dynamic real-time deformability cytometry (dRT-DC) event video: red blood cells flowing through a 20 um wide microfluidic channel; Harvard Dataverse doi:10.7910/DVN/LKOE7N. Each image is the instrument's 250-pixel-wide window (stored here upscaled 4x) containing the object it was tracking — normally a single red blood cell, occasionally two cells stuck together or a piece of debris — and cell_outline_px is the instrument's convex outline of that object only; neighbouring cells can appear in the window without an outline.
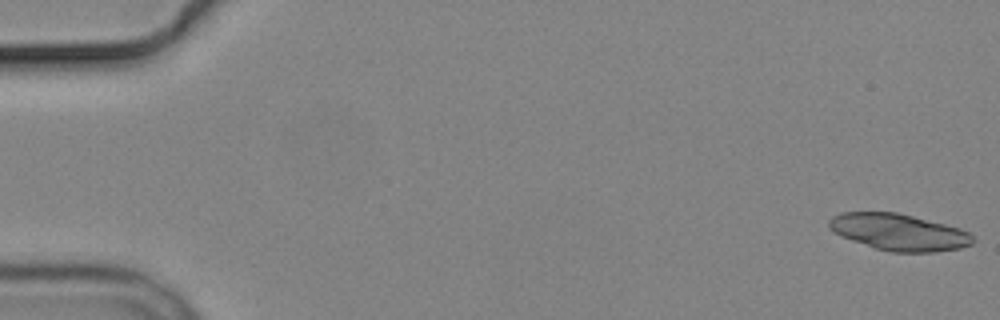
{"species": "common noctule bat (a hibernating species)", "species_latin": "Nyctalus noctula", "temperature_condition": "cold", "stored_images_in_passage": 11, "camera_frame_rate_fps": 3000, "um_per_image_px": 0.085, "animal": {"sex": "male", "body_mass_g": 19.2, "forearm_length_mm": 51.8}, "frame": {"image": 1, "passage_image": 1, "time_ms": 0.0, "image_size_px": [1000, 320], "cell_outline_px": [[976, 240], [972, 244], [960, 248], [936, 252], [892, 252], [876, 248], [840, 236], [832, 232], [828, 228], [828, 220], [832, 216], [840, 212], [896, 212], [960, 228], [968, 232]], "centroid_in_image_um": [76.38, 19.73], "position_along_channel_um": 8.6, "area_um2": 30.69}}
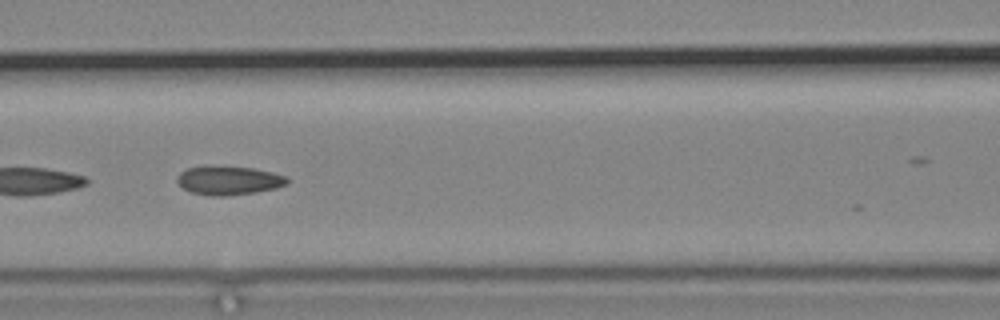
{"frame": {"image": 2, "passage_image": 7, "time_ms": 8.0, "image_size_px": [1000, 320], "cell_outline_px": [[288, 184], [276, 188], [256, 192], [224, 196], [212, 196], [192, 192], [184, 188], [176, 180], [176, 176], [180, 172], [188, 168], [252, 168], [272, 172], [288, 176]], "centroid_in_image_um": [19.49, 15.37], "position_along_channel_um": 147.1, "area_um2": 17.86}}
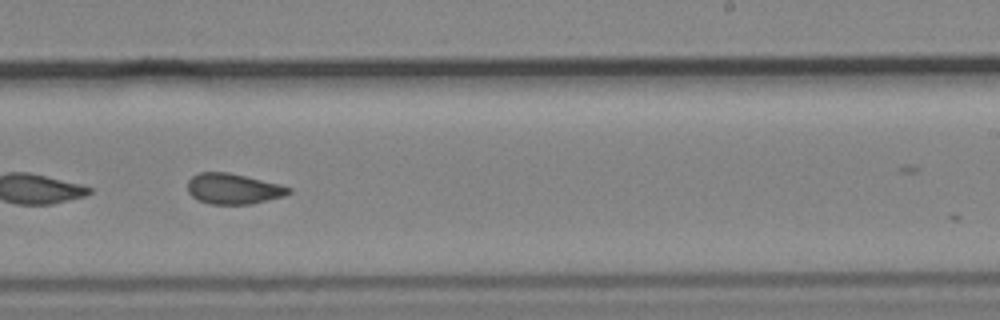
{"frame": {"image": 3, "passage_image": 10, "time_ms": 11.333, "image_size_px": [1000, 320], "cell_outline_px": [[292, 192], [284, 196], [252, 204], [208, 204], [192, 196], [188, 192], [188, 180], [192, 176], [200, 172], [228, 172], [280, 184], [292, 188]], "centroid_in_image_um": [19.84, 16.05], "position_along_channel_um": 269.2, "area_um2": 18.03}}